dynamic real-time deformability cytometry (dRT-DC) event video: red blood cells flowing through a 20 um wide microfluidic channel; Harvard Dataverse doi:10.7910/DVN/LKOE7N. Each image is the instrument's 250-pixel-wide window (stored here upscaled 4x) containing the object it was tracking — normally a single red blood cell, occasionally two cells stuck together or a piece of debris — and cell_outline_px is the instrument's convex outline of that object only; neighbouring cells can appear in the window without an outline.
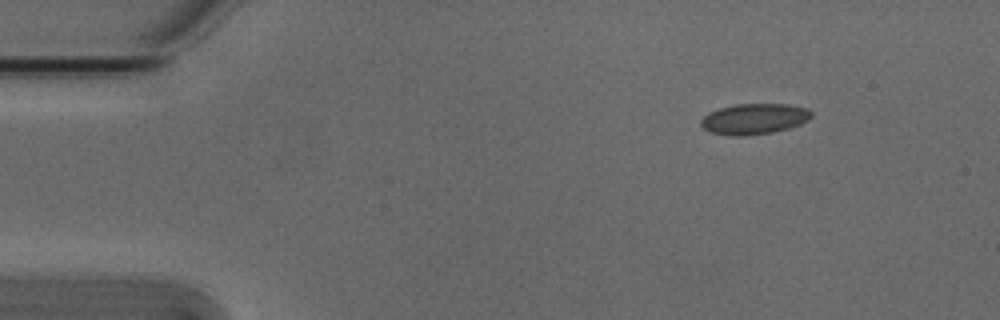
{"species": "Egyptian fruit bat (a non-hibernating species)", "species_latin": "Rousettus aegyptiacus", "temperature_condition": "cold", "stored_images_in_passage": 7, "camera_frame_rate_fps": 3000, "um_per_image_px": 0.085, "animal": {"sex": "male"}, "frame": {"image": 1, "passage_image": 1, "time_ms": 0.0, "image_size_px": [1000, 320], "cell_outline_px": [[812, 116], [808, 120], [800, 124], [788, 128], [772, 132], [744, 136], [732, 136], [712, 132], [704, 128], [700, 124], [700, 120], [708, 112], [720, 108], [736, 104], [788, 104], [808, 108], [812, 112]], "centroid_in_image_um": [64.11, 10.1], "position_along_channel_um": 20.9, "area_um2": 19.77}}